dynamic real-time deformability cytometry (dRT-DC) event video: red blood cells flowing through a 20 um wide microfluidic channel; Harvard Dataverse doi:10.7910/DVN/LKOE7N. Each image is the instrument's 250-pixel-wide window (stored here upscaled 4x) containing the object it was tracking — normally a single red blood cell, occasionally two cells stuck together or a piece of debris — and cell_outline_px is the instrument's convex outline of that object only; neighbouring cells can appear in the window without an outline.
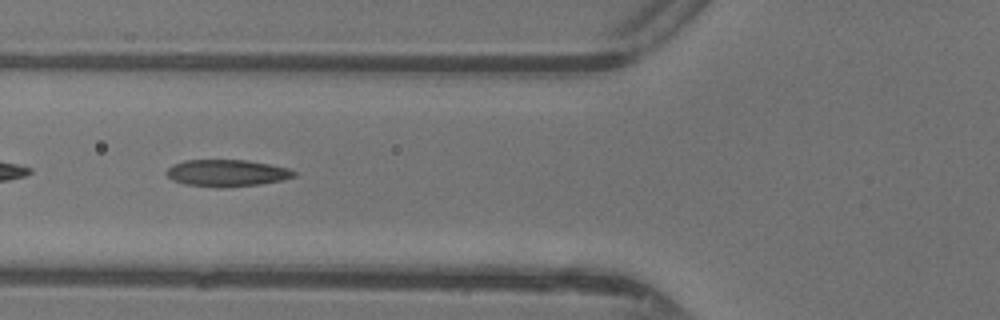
{"species": "common noctule bat (a hibernating species)", "species_latin": "Nyctalus noctula", "temperature_condition": "warm", "stored_images_in_passage": 15, "camera_frame_rate_fps": 3000, "um_per_image_px": 0.085, "animal": {"sex": "female"}, "frame": {"image": 1, "passage_image": 5, "time_ms": 1.333, "image_size_px": [1000, 320], "cell_outline_px": [[296, 176], [284, 180], [260, 184], [216, 188], [184, 184], [172, 180], [168, 176], [168, 168], [184, 160], [248, 160], [288, 168], [296, 172]], "centroid_in_image_um": [19.31, 14.71], "position_along_channel_um": 106.5, "area_um2": 19.88}}
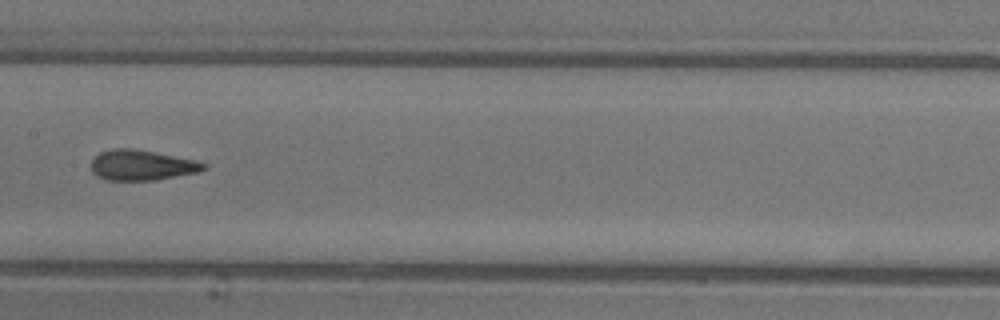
{"frame": {"image": 2, "passage_image": 11, "time_ms": 3.333, "image_size_px": [1000, 320], "cell_outline_px": [[208, 168], [200, 172], [156, 180], [108, 180], [96, 176], [92, 172], [92, 160], [100, 152], [112, 148], [132, 148], [196, 160], [208, 164]], "centroid_in_image_um": [12.08, 14.04], "position_along_channel_um": 195.3, "area_um2": 20.0}}